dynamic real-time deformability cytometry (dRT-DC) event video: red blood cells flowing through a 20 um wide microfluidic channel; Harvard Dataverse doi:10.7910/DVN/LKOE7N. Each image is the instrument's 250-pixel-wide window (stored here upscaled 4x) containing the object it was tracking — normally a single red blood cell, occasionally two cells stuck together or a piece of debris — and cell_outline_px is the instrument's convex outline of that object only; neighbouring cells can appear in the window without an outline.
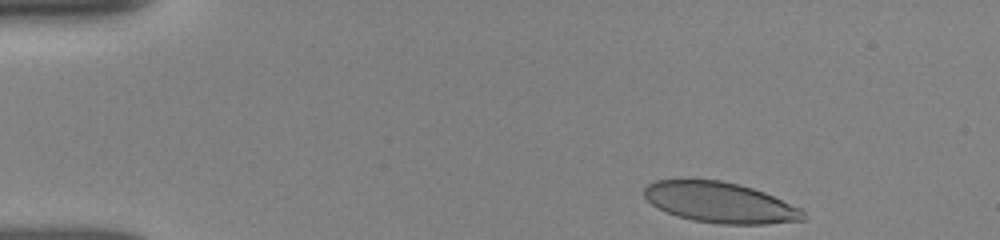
{"species": "human", "species_latin": "Homo sapiens", "temperature_condition": "room temperature", "stored_images_in_passage": 51, "camera_frame_rate_fps": 3000, "um_per_image_px": 0.085, "donor": {"sex": "female"}, "frame": {"image": 1, "passage_image": 1, "time_ms": 0.0, "image_size_px": [1000, 240], "cell_outline_px": [[808, 216], [804, 220], [768, 224], [720, 224], [692, 220], [676, 216], [652, 204], [644, 196], [644, 188], [648, 184], [656, 180], [720, 180], [752, 188], [764, 192], [800, 208]], "centroid_in_image_um": [61.23, 17.23], "position_along_channel_um": 23.8, "area_um2": 37.4}}
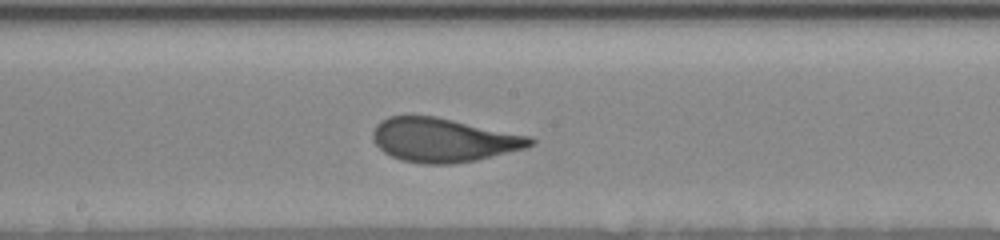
{"frame": {"image": 2, "passage_image": 28, "time_ms": 7.0, "image_size_px": [1000, 240], "cell_outline_px": [[536, 144], [528, 148], [476, 160], [452, 164], [424, 164], [400, 160], [384, 152], [376, 144], [372, 136], [372, 132], [376, 124], [380, 120], [388, 116], [436, 116], [528, 136], [536, 140]], "centroid_in_image_um": [37.69, 11.91], "position_along_channel_um": 210.5, "area_um2": 40.29}}
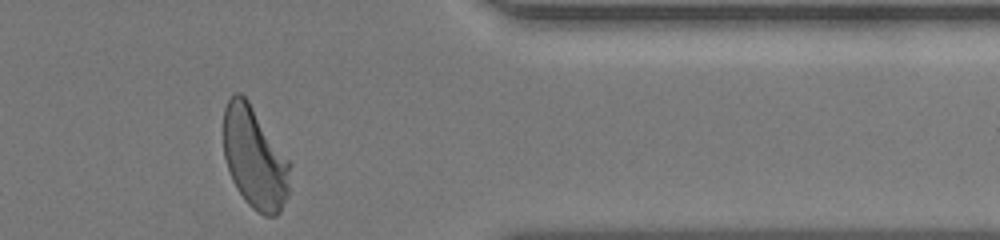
{"frame": {"image": 3, "passage_image": 49, "time_ms": 12.0, "image_size_px": [1000, 240], "cell_outline_px": [[292, 164], [288, 196], [280, 212], [276, 216], [264, 216], [256, 212], [244, 200], [236, 188], [232, 180], [224, 156], [224, 108], [228, 100], [236, 92], [240, 92], [248, 100]], "centroid_in_image_um": [21.67, 13.46], "position_along_channel_um": 389.7, "area_um2": 39.65}, "authors_computed_cell_mechanics": {"area_um2": 39.6508, "velocity_mm_per_s": 3.8702, "shape_relaxation_time_tau1_ms": 3.6196, "shape_relaxation_time_tau2_ms": null, "deformation_change_tau1": 0.1786, "deformation_change_tau2": null}}